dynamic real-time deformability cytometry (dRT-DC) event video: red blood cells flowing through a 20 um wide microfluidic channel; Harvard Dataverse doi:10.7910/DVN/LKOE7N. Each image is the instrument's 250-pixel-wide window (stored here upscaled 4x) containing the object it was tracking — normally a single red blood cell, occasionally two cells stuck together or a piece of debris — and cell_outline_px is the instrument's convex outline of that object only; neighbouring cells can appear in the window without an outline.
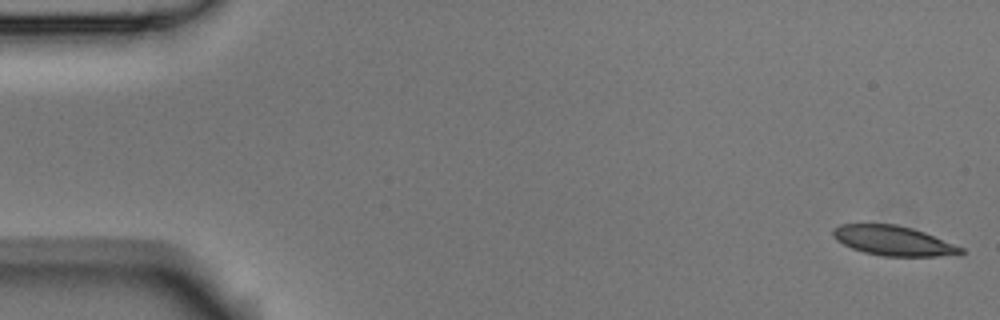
{"species": "Egyptian fruit bat (a non-hibernating species)", "species_latin": "Rousettus aegyptiacus", "temperature_condition": "room temperature", "stored_images_in_passage": 4, "camera_frame_rate_fps": 3000, "um_per_image_px": 0.085, "animal": {"sex": "male"}, "frame": {"image": 1, "passage_image": 1, "time_ms": 0.0, "image_size_px": [1000, 320], "cell_outline_px": [[964, 252], [960, 256], [884, 256], [864, 252], [852, 248], [836, 240], [832, 236], [832, 228], [840, 224], [896, 224], [912, 228], [924, 232], [964, 248]], "centroid_in_image_um": [75.95, 20.46], "position_along_channel_um": 9.0, "area_um2": 22.25}}
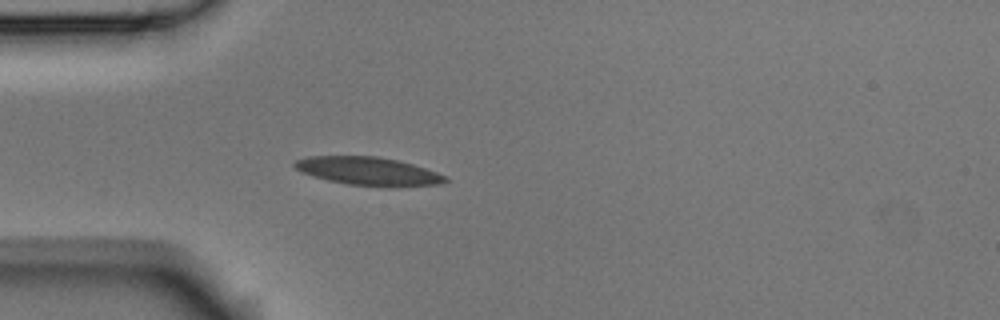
{"frame": {"image": 2, "passage_image": 4, "time_ms": 1.0, "image_size_px": [1000, 320], "cell_outline_px": [[448, 180], [440, 184], [392, 188], [384, 188], [348, 184], [328, 180], [312, 176], [300, 172], [292, 164], [296, 160], [308, 156], [376, 156], [396, 160], [412, 164], [448, 176]], "centroid_in_image_um": [31.32, 14.57], "position_along_channel_um": 53.7, "area_um2": 25.14}}